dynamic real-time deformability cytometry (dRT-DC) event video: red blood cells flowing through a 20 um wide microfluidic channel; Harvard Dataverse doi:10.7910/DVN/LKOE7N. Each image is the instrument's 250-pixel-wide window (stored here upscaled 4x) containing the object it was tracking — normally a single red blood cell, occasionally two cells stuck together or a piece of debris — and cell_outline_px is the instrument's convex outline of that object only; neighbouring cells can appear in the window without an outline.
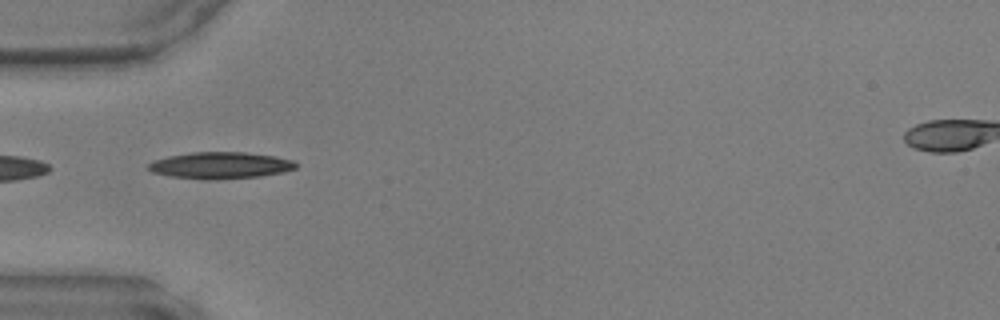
{"species": "common noctule bat (a hibernating species)", "species_latin": "Nyctalus noctula", "temperature_condition": "warm", "stored_images_in_passage": 24, "camera_frame_rate_fps": 3000, "um_per_image_px": 0.085, "animal": {"sex": "male", "body_mass_g": 17.9, "forearm_length_mm": 54.2}, "frame": {"image": 1, "passage_image": 10, "time_ms": 3.0, "image_size_px": [1000, 320], "cell_outline_px": [[300, 164], [296, 168], [284, 172], [260, 176], [216, 180], [204, 180], [172, 176], [152, 172], [148, 168], [148, 164], [156, 160], [168, 156], [192, 152], [244, 152], [276, 156], [292, 160]], "centroid_in_image_um": [18.78, 14.06], "position_along_channel_um": 66.2, "area_um2": 23.0}}